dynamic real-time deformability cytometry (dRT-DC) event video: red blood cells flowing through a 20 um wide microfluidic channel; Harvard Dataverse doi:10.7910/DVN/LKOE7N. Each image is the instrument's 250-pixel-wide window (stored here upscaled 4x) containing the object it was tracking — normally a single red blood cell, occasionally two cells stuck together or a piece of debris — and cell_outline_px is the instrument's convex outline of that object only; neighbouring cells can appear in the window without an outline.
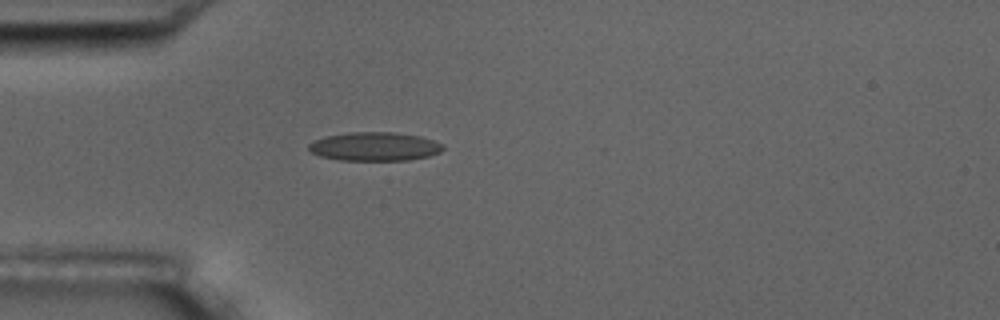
{"species": "common noctule bat (a hibernating species)", "species_latin": "Nyctalus noctula", "temperature_condition": "room temperature", "stored_images_in_passage": 4, "camera_frame_rate_fps": 3000, "um_per_image_px": 0.085, "animal": {"sex": "male", "body_mass_g": 17.5, "forearm_length_mm": 52.3}, "frame": {"image": 1, "passage_image": 4, "time_ms": 3.667, "image_size_px": [1000, 320], "cell_outline_px": [[444, 148], [440, 152], [428, 156], [408, 160], [340, 160], [320, 156], [312, 152], [308, 148], [308, 144], [312, 140], [324, 136], [348, 132], [392, 132], [420, 136], [444, 144]], "centroid_in_image_um": [31.82, 12.44], "position_along_channel_um": 53.2, "area_um2": 22.54}}